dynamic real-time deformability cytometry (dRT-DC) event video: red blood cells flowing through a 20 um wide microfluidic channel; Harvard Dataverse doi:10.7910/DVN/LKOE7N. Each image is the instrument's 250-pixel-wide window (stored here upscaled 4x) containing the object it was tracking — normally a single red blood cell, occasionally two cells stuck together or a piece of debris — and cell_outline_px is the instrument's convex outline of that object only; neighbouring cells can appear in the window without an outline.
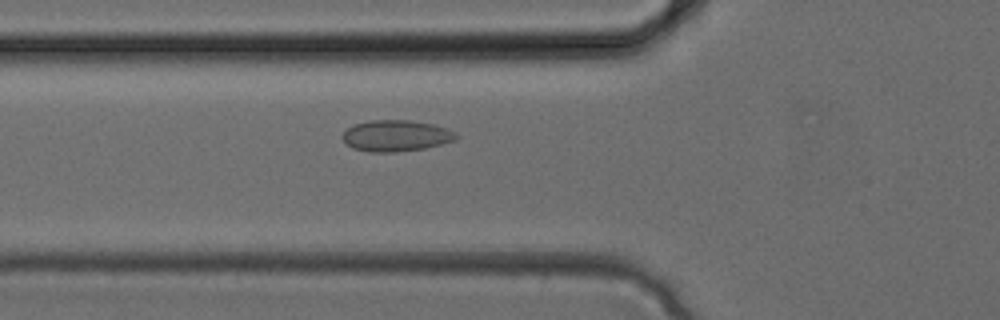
{"species": "common noctule bat (a hibernating species)", "species_latin": "Nyctalus noctula", "temperature_condition": "cold", "stored_images_in_passage": 25, "camera_frame_rate_fps": 3000, "um_per_image_px": 0.085, "animal": {"sex": "female", "body_mass_g": 24.6, "forearm_length_mm": 56.2}, "frame": {"image": 1, "passage_image": 5, "time_ms": 1.333, "image_size_px": [1000, 320], "cell_outline_px": [[460, 136], [456, 140], [424, 148], [396, 152], [368, 152], [352, 148], [340, 136], [352, 124], [368, 120], [408, 120], [432, 124], [448, 128], [456, 132]], "centroid_in_image_um": [33.66, 11.53], "position_along_channel_um": 92.1, "area_um2": 20.87}}
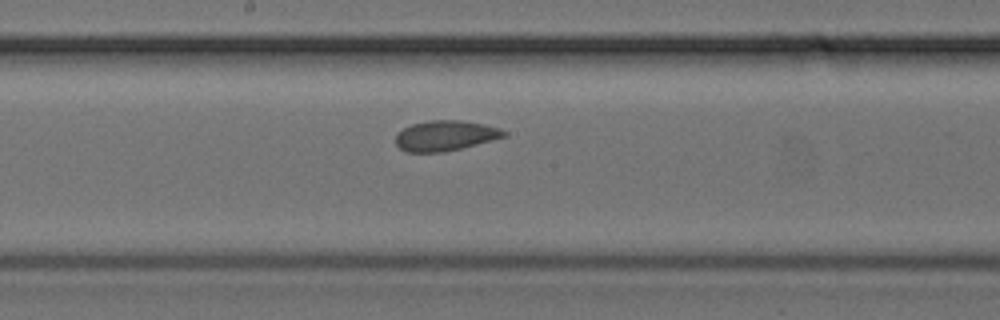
{"frame": {"image": 2, "passage_image": 11, "time_ms": 3.333, "image_size_px": [1000, 320], "cell_outline_px": [[508, 136], [444, 152], [408, 152], [400, 148], [396, 144], [396, 132], [412, 124], [432, 120], [460, 120], [484, 124], [500, 128], [508, 132]], "centroid_in_image_um": [37.86, 11.52], "position_along_channel_um": 210.3, "area_um2": 19.07}}
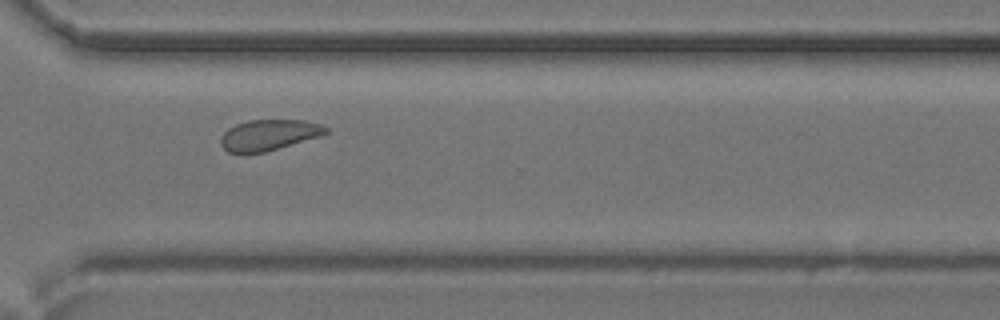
{"frame": {"image": 3, "passage_image": 18, "time_ms": 5.667, "image_size_px": [1000, 320], "cell_outline_px": [[328, 132], [320, 136], [264, 152], [228, 152], [220, 144], [220, 136], [228, 128], [236, 124], [248, 120], [304, 120], [320, 124], [328, 128]], "centroid_in_image_um": [22.83, 11.45], "position_along_channel_um": 347.8, "area_um2": 18.67}}